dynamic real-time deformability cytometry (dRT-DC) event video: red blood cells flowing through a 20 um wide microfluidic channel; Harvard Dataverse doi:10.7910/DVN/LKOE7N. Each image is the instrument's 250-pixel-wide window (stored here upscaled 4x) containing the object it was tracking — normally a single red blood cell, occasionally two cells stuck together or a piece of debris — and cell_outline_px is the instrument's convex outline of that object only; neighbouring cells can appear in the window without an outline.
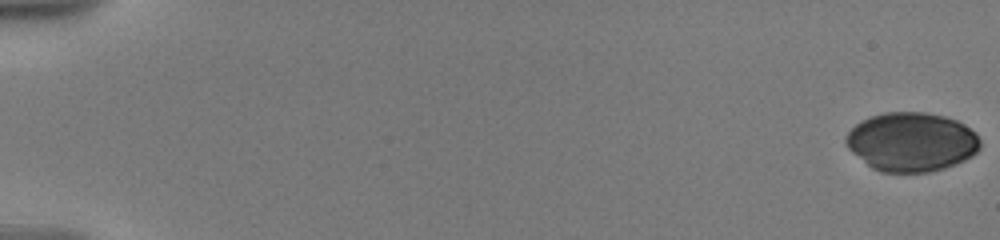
{"species": "human", "species_latin": "Homo sapiens", "temperature_condition": "warm", "stored_images_in_passage": 16, "camera_frame_rate_fps": 3000, "um_per_image_px": 0.085, "donor": {"sex": "male"}, "frame": {"image": 1, "passage_image": 1, "time_ms": 0.0, "image_size_px": [1000, 240], "cell_outline_px": [[980, 148], [972, 156], [956, 164], [944, 168], [928, 172], [880, 172], [872, 168], [852, 152], [848, 148], [844, 140], [844, 136], [856, 124], [872, 116], [884, 112], [924, 112], [944, 116], [956, 120], [964, 124], [976, 132], [980, 140]], "centroid_in_image_um": [77.49, 12.06], "position_along_channel_um": 7.5, "area_um2": 46.24}}
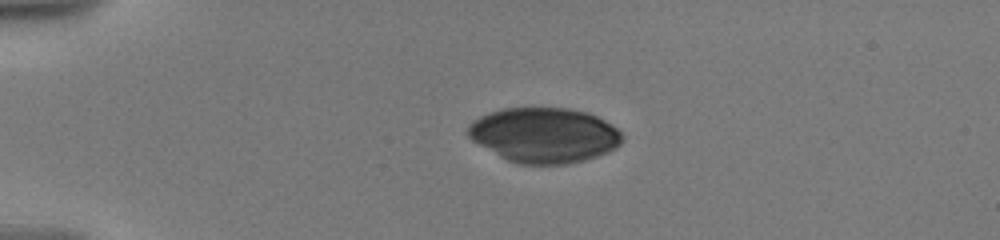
{"frame": {"image": 2, "passage_image": 10, "time_ms": 4.667, "image_size_px": [1000, 240], "cell_outline_px": [[624, 140], [616, 148], [608, 152], [584, 160], [568, 164], [516, 164], [500, 156], [472, 140], [468, 136], [468, 124], [472, 120], [488, 112], [504, 108], [568, 108], [588, 112], [604, 120], [616, 128], [624, 136]], "centroid_in_image_um": [46.26, 11.48], "position_along_channel_um": 38.7, "area_um2": 49.53}}
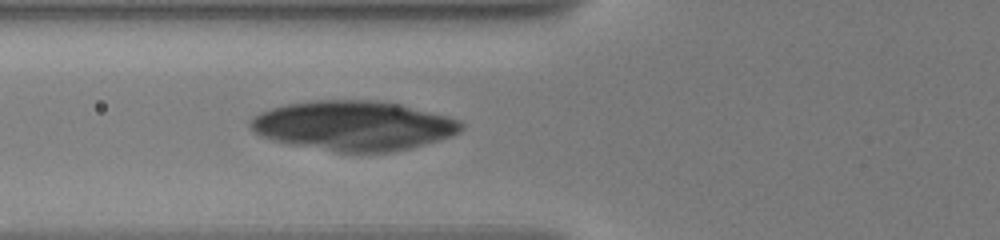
{"frame": {"image": 3, "passage_image": 16, "time_ms": 7.667, "image_size_px": [1000, 240], "cell_outline_px": [[464, 128], [460, 132], [452, 136], [408, 148], [388, 152], [340, 152], [292, 144], [260, 136], [252, 132], [248, 128], [248, 124], [252, 116], [260, 112], [272, 108], [288, 104], [312, 100], [380, 100], [400, 104], [448, 116], [460, 120], [464, 124]], "centroid_in_image_um": [30.04, 10.66], "position_along_channel_um": 95.8, "area_um2": 60.92}}